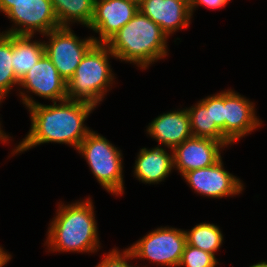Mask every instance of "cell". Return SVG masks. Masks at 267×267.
Here are the masks:
<instances>
[{"instance_id": "obj_1", "label": "cell", "mask_w": 267, "mask_h": 267, "mask_svg": "<svg viewBox=\"0 0 267 267\" xmlns=\"http://www.w3.org/2000/svg\"><path fill=\"white\" fill-rule=\"evenodd\" d=\"M96 107L84 101L65 99L51 105L37 103L28 107L31 127L26 137L12 149L11 155L30 150L44 143L73 146L77 151L91 131L84 123Z\"/></svg>"}, {"instance_id": "obj_2", "label": "cell", "mask_w": 267, "mask_h": 267, "mask_svg": "<svg viewBox=\"0 0 267 267\" xmlns=\"http://www.w3.org/2000/svg\"><path fill=\"white\" fill-rule=\"evenodd\" d=\"M94 210L90 197L67 205L60 202L47 231L48 252H97L101 244Z\"/></svg>"}, {"instance_id": "obj_3", "label": "cell", "mask_w": 267, "mask_h": 267, "mask_svg": "<svg viewBox=\"0 0 267 267\" xmlns=\"http://www.w3.org/2000/svg\"><path fill=\"white\" fill-rule=\"evenodd\" d=\"M167 34L139 10L107 43L115 59L147 69L168 54Z\"/></svg>"}, {"instance_id": "obj_4", "label": "cell", "mask_w": 267, "mask_h": 267, "mask_svg": "<svg viewBox=\"0 0 267 267\" xmlns=\"http://www.w3.org/2000/svg\"><path fill=\"white\" fill-rule=\"evenodd\" d=\"M115 58L106 44H95L67 81V97L97 107L115 83L109 59ZM114 82V83H113Z\"/></svg>"}, {"instance_id": "obj_5", "label": "cell", "mask_w": 267, "mask_h": 267, "mask_svg": "<svg viewBox=\"0 0 267 267\" xmlns=\"http://www.w3.org/2000/svg\"><path fill=\"white\" fill-rule=\"evenodd\" d=\"M104 136L91 130L77 151L85 158L91 172L108 193L124 194L123 154Z\"/></svg>"}, {"instance_id": "obj_6", "label": "cell", "mask_w": 267, "mask_h": 267, "mask_svg": "<svg viewBox=\"0 0 267 267\" xmlns=\"http://www.w3.org/2000/svg\"><path fill=\"white\" fill-rule=\"evenodd\" d=\"M185 230L160 227L149 232L128 249L135 259H145L157 266L178 267L186 246Z\"/></svg>"}, {"instance_id": "obj_7", "label": "cell", "mask_w": 267, "mask_h": 267, "mask_svg": "<svg viewBox=\"0 0 267 267\" xmlns=\"http://www.w3.org/2000/svg\"><path fill=\"white\" fill-rule=\"evenodd\" d=\"M45 53L66 82L73 76L85 54L96 44L93 36L80 39L71 27H59L43 35Z\"/></svg>"}, {"instance_id": "obj_8", "label": "cell", "mask_w": 267, "mask_h": 267, "mask_svg": "<svg viewBox=\"0 0 267 267\" xmlns=\"http://www.w3.org/2000/svg\"><path fill=\"white\" fill-rule=\"evenodd\" d=\"M19 86L20 90L23 88L26 91H20L19 93V97H21L20 99L26 108L39 103L33 97L31 98L32 95H29L31 92L41 98L52 100L51 102L68 99L67 82L60 76L46 53L29 69L20 81Z\"/></svg>"}, {"instance_id": "obj_9", "label": "cell", "mask_w": 267, "mask_h": 267, "mask_svg": "<svg viewBox=\"0 0 267 267\" xmlns=\"http://www.w3.org/2000/svg\"><path fill=\"white\" fill-rule=\"evenodd\" d=\"M5 15L13 22L5 34L43 36L60 27L51 0H22Z\"/></svg>"}, {"instance_id": "obj_10", "label": "cell", "mask_w": 267, "mask_h": 267, "mask_svg": "<svg viewBox=\"0 0 267 267\" xmlns=\"http://www.w3.org/2000/svg\"><path fill=\"white\" fill-rule=\"evenodd\" d=\"M182 178L196 194L208 198L235 197L244 189L243 182L224 169L222 158L212 166L188 171Z\"/></svg>"}, {"instance_id": "obj_11", "label": "cell", "mask_w": 267, "mask_h": 267, "mask_svg": "<svg viewBox=\"0 0 267 267\" xmlns=\"http://www.w3.org/2000/svg\"><path fill=\"white\" fill-rule=\"evenodd\" d=\"M138 10V4L131 0L94 1V15L88 28L98 33L99 37L93 36L96 44H106Z\"/></svg>"}, {"instance_id": "obj_12", "label": "cell", "mask_w": 267, "mask_h": 267, "mask_svg": "<svg viewBox=\"0 0 267 267\" xmlns=\"http://www.w3.org/2000/svg\"><path fill=\"white\" fill-rule=\"evenodd\" d=\"M255 104L232 89L224 90L225 137L233 144L262 125Z\"/></svg>"}, {"instance_id": "obj_13", "label": "cell", "mask_w": 267, "mask_h": 267, "mask_svg": "<svg viewBox=\"0 0 267 267\" xmlns=\"http://www.w3.org/2000/svg\"><path fill=\"white\" fill-rule=\"evenodd\" d=\"M226 146L217 140L205 137H190L173 149L174 169L181 176L188 171L206 168L217 163L221 150Z\"/></svg>"}, {"instance_id": "obj_14", "label": "cell", "mask_w": 267, "mask_h": 267, "mask_svg": "<svg viewBox=\"0 0 267 267\" xmlns=\"http://www.w3.org/2000/svg\"><path fill=\"white\" fill-rule=\"evenodd\" d=\"M138 9L160 26L168 37L191 24L192 15L186 0H143Z\"/></svg>"}, {"instance_id": "obj_15", "label": "cell", "mask_w": 267, "mask_h": 267, "mask_svg": "<svg viewBox=\"0 0 267 267\" xmlns=\"http://www.w3.org/2000/svg\"><path fill=\"white\" fill-rule=\"evenodd\" d=\"M146 127L147 134L160 144L158 146L162 144L168 149H174L192 137L190 118L185 108L160 114Z\"/></svg>"}, {"instance_id": "obj_16", "label": "cell", "mask_w": 267, "mask_h": 267, "mask_svg": "<svg viewBox=\"0 0 267 267\" xmlns=\"http://www.w3.org/2000/svg\"><path fill=\"white\" fill-rule=\"evenodd\" d=\"M174 170L173 149L170 154L166 148H142L137 154L134 165V177L142 183L159 184Z\"/></svg>"}, {"instance_id": "obj_17", "label": "cell", "mask_w": 267, "mask_h": 267, "mask_svg": "<svg viewBox=\"0 0 267 267\" xmlns=\"http://www.w3.org/2000/svg\"><path fill=\"white\" fill-rule=\"evenodd\" d=\"M34 36L12 34V62L16 78L21 81L26 73L45 54L44 41L31 40Z\"/></svg>"}, {"instance_id": "obj_18", "label": "cell", "mask_w": 267, "mask_h": 267, "mask_svg": "<svg viewBox=\"0 0 267 267\" xmlns=\"http://www.w3.org/2000/svg\"><path fill=\"white\" fill-rule=\"evenodd\" d=\"M186 109L189 114L193 137L212 138L222 142L227 148L232 145L216 125H211L210 96L200 99L195 105Z\"/></svg>"}, {"instance_id": "obj_19", "label": "cell", "mask_w": 267, "mask_h": 267, "mask_svg": "<svg viewBox=\"0 0 267 267\" xmlns=\"http://www.w3.org/2000/svg\"><path fill=\"white\" fill-rule=\"evenodd\" d=\"M60 27L79 23L88 28L94 15V0H51Z\"/></svg>"}, {"instance_id": "obj_20", "label": "cell", "mask_w": 267, "mask_h": 267, "mask_svg": "<svg viewBox=\"0 0 267 267\" xmlns=\"http://www.w3.org/2000/svg\"><path fill=\"white\" fill-rule=\"evenodd\" d=\"M187 245L199 248L215 256V253L223 244V234L219 226L202 222L194 226L190 231L185 230Z\"/></svg>"}, {"instance_id": "obj_21", "label": "cell", "mask_w": 267, "mask_h": 267, "mask_svg": "<svg viewBox=\"0 0 267 267\" xmlns=\"http://www.w3.org/2000/svg\"><path fill=\"white\" fill-rule=\"evenodd\" d=\"M12 62V34L0 32V95L6 99L13 86L20 81L16 78Z\"/></svg>"}, {"instance_id": "obj_22", "label": "cell", "mask_w": 267, "mask_h": 267, "mask_svg": "<svg viewBox=\"0 0 267 267\" xmlns=\"http://www.w3.org/2000/svg\"><path fill=\"white\" fill-rule=\"evenodd\" d=\"M218 264L213 254L186 244L178 267H215Z\"/></svg>"}, {"instance_id": "obj_23", "label": "cell", "mask_w": 267, "mask_h": 267, "mask_svg": "<svg viewBox=\"0 0 267 267\" xmlns=\"http://www.w3.org/2000/svg\"><path fill=\"white\" fill-rule=\"evenodd\" d=\"M104 255L105 256L102 261H100L95 267H136L128 263L130 260L135 259L128 248L123 249V251L113 248L107 255L105 253Z\"/></svg>"}, {"instance_id": "obj_24", "label": "cell", "mask_w": 267, "mask_h": 267, "mask_svg": "<svg viewBox=\"0 0 267 267\" xmlns=\"http://www.w3.org/2000/svg\"><path fill=\"white\" fill-rule=\"evenodd\" d=\"M211 125H216L225 136L224 91L210 95Z\"/></svg>"}, {"instance_id": "obj_25", "label": "cell", "mask_w": 267, "mask_h": 267, "mask_svg": "<svg viewBox=\"0 0 267 267\" xmlns=\"http://www.w3.org/2000/svg\"><path fill=\"white\" fill-rule=\"evenodd\" d=\"M230 0H191L189 3L190 12L193 16L195 9L201 5L209 8V9H219L224 8Z\"/></svg>"}, {"instance_id": "obj_26", "label": "cell", "mask_w": 267, "mask_h": 267, "mask_svg": "<svg viewBox=\"0 0 267 267\" xmlns=\"http://www.w3.org/2000/svg\"><path fill=\"white\" fill-rule=\"evenodd\" d=\"M22 0H0V12L5 14L10 8L15 6L16 2H19Z\"/></svg>"}, {"instance_id": "obj_27", "label": "cell", "mask_w": 267, "mask_h": 267, "mask_svg": "<svg viewBox=\"0 0 267 267\" xmlns=\"http://www.w3.org/2000/svg\"><path fill=\"white\" fill-rule=\"evenodd\" d=\"M12 255L6 252L0 245V267H4L9 261H11Z\"/></svg>"}, {"instance_id": "obj_28", "label": "cell", "mask_w": 267, "mask_h": 267, "mask_svg": "<svg viewBox=\"0 0 267 267\" xmlns=\"http://www.w3.org/2000/svg\"><path fill=\"white\" fill-rule=\"evenodd\" d=\"M10 138H11V136L7 135V134L1 129V126H0V141H1V143H5V142L8 143L9 140H12V139H10Z\"/></svg>"}, {"instance_id": "obj_29", "label": "cell", "mask_w": 267, "mask_h": 267, "mask_svg": "<svg viewBox=\"0 0 267 267\" xmlns=\"http://www.w3.org/2000/svg\"><path fill=\"white\" fill-rule=\"evenodd\" d=\"M249 267H267V261H261Z\"/></svg>"}, {"instance_id": "obj_30", "label": "cell", "mask_w": 267, "mask_h": 267, "mask_svg": "<svg viewBox=\"0 0 267 267\" xmlns=\"http://www.w3.org/2000/svg\"><path fill=\"white\" fill-rule=\"evenodd\" d=\"M131 1H134L139 5L143 0H131Z\"/></svg>"}, {"instance_id": "obj_31", "label": "cell", "mask_w": 267, "mask_h": 267, "mask_svg": "<svg viewBox=\"0 0 267 267\" xmlns=\"http://www.w3.org/2000/svg\"><path fill=\"white\" fill-rule=\"evenodd\" d=\"M3 97L0 95V105H1V102L3 101ZM0 126H1V121H0Z\"/></svg>"}]
</instances>
